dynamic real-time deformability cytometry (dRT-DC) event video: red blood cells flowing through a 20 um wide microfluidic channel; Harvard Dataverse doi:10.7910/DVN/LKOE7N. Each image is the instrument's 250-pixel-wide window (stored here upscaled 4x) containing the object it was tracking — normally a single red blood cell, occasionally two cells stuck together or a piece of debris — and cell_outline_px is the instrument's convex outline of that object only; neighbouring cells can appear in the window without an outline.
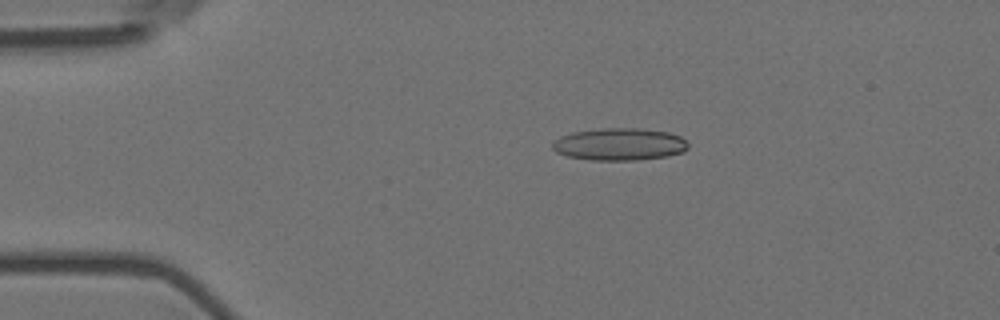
{"species": "Egyptian fruit bat (a non-hibernating species)", "species_latin": "Rousettus aegyptiacus", "temperature_condition": "room temperature", "stored_images_in_passage": 5, "camera_frame_rate_fps": 3000, "um_per_image_px": 0.085, "animal": {"sex": "female"}, "frame": {"image": 1, "passage_image": 3, "time_ms": 0.667, "image_size_px": [1000, 320], "cell_outline_px": [[688, 148], [684, 152], [668, 156], [636, 160], [588, 160], [564, 156], [556, 152], [552, 148], [552, 144], [560, 136], [572, 132], [604, 128], [640, 128], [668, 132], [680, 136], [688, 144]], "centroid_in_image_um": [52.64, 12.27], "position_along_channel_um": 32.4, "area_um2": 25.72}}
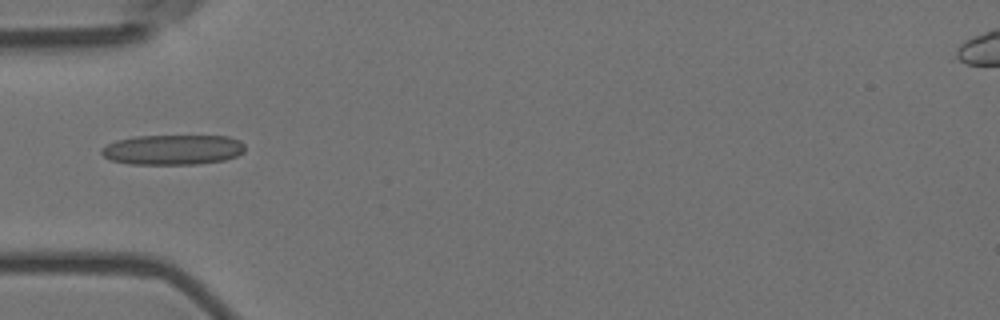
{"frame": {"image": 2, "passage_image": 5, "time_ms": 1.333, "image_size_px": [1000, 320], "cell_outline_px": [[244, 152], [236, 156], [224, 160], [196, 164], [128, 164], [112, 160], [104, 156], [100, 152], [100, 148], [116, 140], [136, 136], [228, 136], [240, 140], [244, 144]], "centroid_in_image_um": [14.69, 12.72], "position_along_channel_um": 70.3, "area_um2": 25.2}}